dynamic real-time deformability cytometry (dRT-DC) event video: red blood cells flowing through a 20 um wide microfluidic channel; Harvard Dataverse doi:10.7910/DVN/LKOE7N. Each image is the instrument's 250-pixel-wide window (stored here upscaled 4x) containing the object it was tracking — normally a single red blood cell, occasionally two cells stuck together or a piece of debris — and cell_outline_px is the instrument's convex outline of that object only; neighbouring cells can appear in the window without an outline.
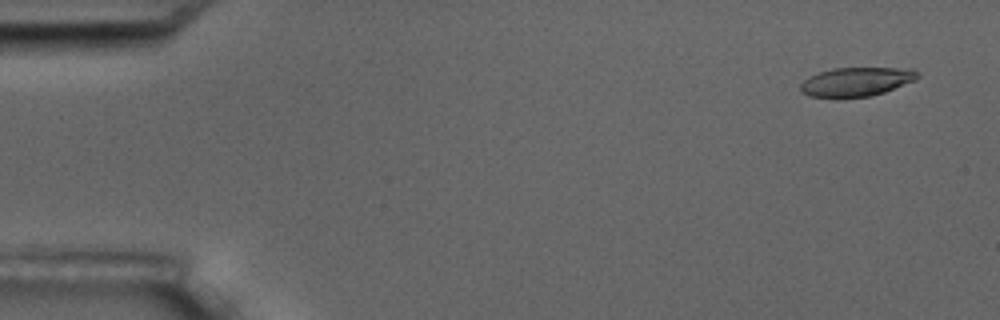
{"species": "common noctule bat (a hibernating species)", "species_latin": "Nyctalus noctula", "temperature_condition": "room temperature", "stored_images_in_passage": 5, "camera_frame_rate_fps": 3000, "um_per_image_px": 0.085, "animal": {"sex": "male", "body_mass_g": 17.5, "forearm_length_mm": 52.3}, "frame": {"image": 1, "passage_image": 1, "time_ms": 0.0, "image_size_px": [1000, 320], "cell_outline_px": [[920, 76], [916, 80], [884, 92], [872, 96], [808, 96], [800, 88], [800, 84], [804, 80], [820, 72], [832, 68], [912, 68], [920, 72]], "centroid_in_image_um": [72.87, 6.92], "position_along_channel_um": 12.1, "area_um2": 19.42}}
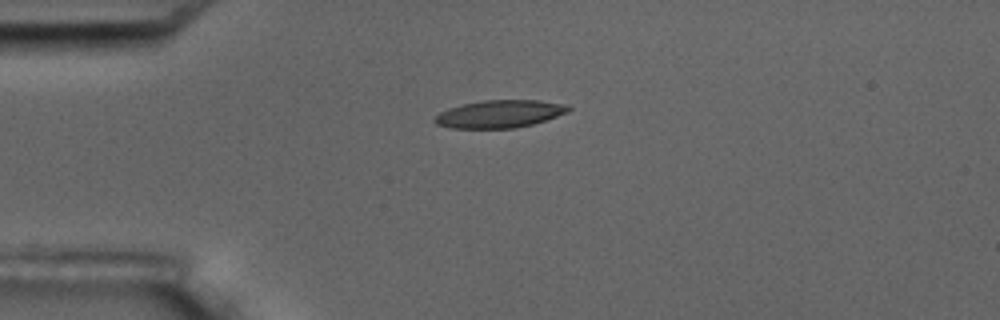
{"frame": {"image": 2, "passage_image": 4, "time_ms": 3.667, "image_size_px": [1000, 320], "cell_outline_px": [[572, 108], [568, 112], [532, 124], [516, 128], [452, 128], [436, 124], [432, 120], [440, 112], [448, 108], [460, 104], [484, 100], [540, 100], [564, 104]], "centroid_in_image_um": [42.44, 9.68], "position_along_channel_um": 42.6, "area_um2": 21.5}}